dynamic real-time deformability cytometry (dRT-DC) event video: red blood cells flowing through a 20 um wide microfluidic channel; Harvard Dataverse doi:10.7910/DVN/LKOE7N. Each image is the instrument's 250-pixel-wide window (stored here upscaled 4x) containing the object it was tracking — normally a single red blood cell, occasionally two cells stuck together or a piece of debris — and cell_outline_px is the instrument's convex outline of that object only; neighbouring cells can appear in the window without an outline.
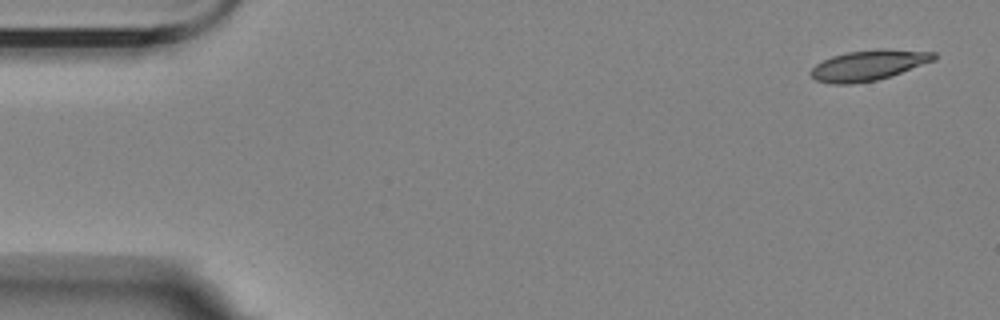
{"species": "Egyptian fruit bat (a non-hibernating species)", "species_latin": "Rousettus aegyptiacus", "temperature_condition": "room temperature", "stored_images_in_passage": 6, "camera_frame_rate_fps": 3000, "um_per_image_px": 0.085, "animal": {"sex": "female"}, "frame": {"image": 1, "passage_image": 1, "time_ms": 0.0, "image_size_px": [1000, 320], "cell_outline_px": [[936, 60], [892, 76], [876, 80], [852, 84], [832, 84], [816, 80], [808, 72], [816, 64], [832, 56], [848, 52], [876, 48], [884, 48], [936, 52]], "centroid_in_image_um": [73.85, 5.54], "position_along_channel_um": 11.1, "area_um2": 22.08}}
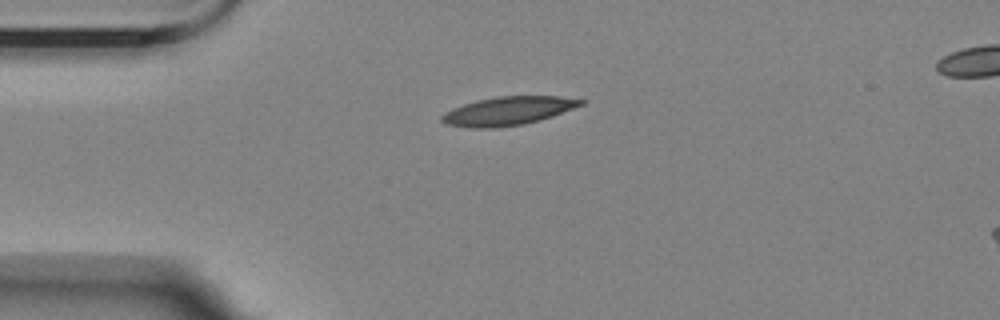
{"frame": {"image": 2, "passage_image": 4, "time_ms": 3.667, "image_size_px": [1000, 320], "cell_outline_px": [[588, 100], [584, 104], [552, 116], [540, 120], [524, 124], [492, 128], [468, 128], [448, 124], [440, 120], [440, 116], [444, 112], [452, 108], [476, 100], [496, 96], [560, 96]], "centroid_in_image_um": [43.18, 9.42], "position_along_channel_um": 41.8, "area_um2": 23.24}}